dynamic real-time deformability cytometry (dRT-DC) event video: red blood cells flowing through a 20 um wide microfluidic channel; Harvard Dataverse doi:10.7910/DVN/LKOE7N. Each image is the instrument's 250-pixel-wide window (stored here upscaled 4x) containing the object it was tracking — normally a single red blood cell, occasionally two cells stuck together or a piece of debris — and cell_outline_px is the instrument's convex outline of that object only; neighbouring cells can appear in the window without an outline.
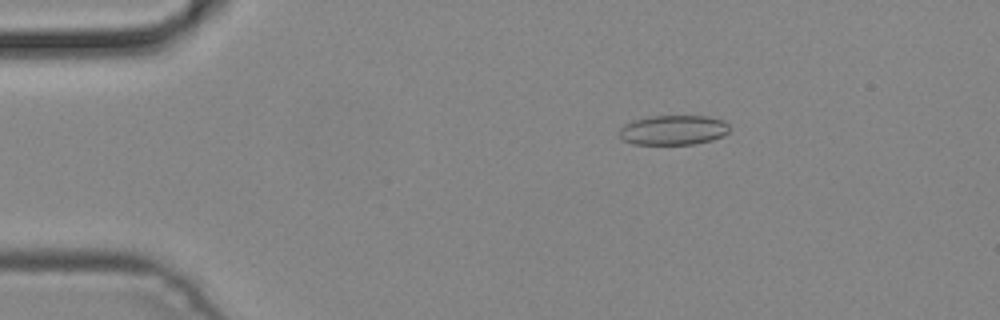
{"species": "common noctule bat (a hibernating species)", "species_latin": "Nyctalus noctula", "temperature_condition": "cold", "stored_images_in_passage": 3, "camera_frame_rate_fps": 3000, "um_per_image_px": 0.085, "animal": {"sex": "male", "body_mass_g": 19.2, "forearm_length_mm": 51.8}, "frame": {"image": 1, "passage_image": 1, "time_ms": 0.0, "image_size_px": [1000, 320], "cell_outline_px": [[728, 132], [724, 136], [712, 140], [696, 144], [632, 144], [624, 140], [620, 136], [620, 128], [624, 124], [632, 120], [652, 116], [708, 116], [724, 120], [728, 124]], "centroid_in_image_um": [57.25, 11.05], "position_along_channel_um": 27.8, "area_um2": 19.19}}